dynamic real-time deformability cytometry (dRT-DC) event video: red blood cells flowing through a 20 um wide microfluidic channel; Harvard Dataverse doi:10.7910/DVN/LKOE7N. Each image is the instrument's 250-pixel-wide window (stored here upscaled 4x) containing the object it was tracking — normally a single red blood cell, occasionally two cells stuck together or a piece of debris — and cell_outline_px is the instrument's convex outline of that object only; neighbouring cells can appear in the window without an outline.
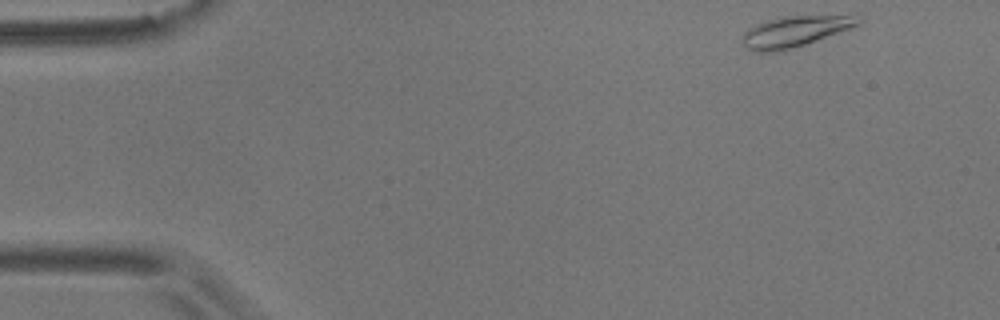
{"species": "common noctule bat (a hibernating species)", "species_latin": "Nyctalus noctula", "temperature_condition": "room temperature", "stored_images_in_passage": 4, "camera_frame_rate_fps": 3000, "um_per_image_px": 0.085, "animal": {"sex": "male", "body_mass_g": 17.9}, "frame": {"image": 1, "passage_image": 1, "time_ms": 0.0, "image_size_px": [1000, 320], "cell_outline_px": [[864, 20], [860, 24], [816, 40], [780, 52], [756, 52], [744, 48], [740, 40], [744, 32], [748, 28], [756, 24], [780, 16], [864, 16]], "centroid_in_image_um": [67.49, 2.68], "position_along_channel_um": 17.5, "area_um2": 20.81}}